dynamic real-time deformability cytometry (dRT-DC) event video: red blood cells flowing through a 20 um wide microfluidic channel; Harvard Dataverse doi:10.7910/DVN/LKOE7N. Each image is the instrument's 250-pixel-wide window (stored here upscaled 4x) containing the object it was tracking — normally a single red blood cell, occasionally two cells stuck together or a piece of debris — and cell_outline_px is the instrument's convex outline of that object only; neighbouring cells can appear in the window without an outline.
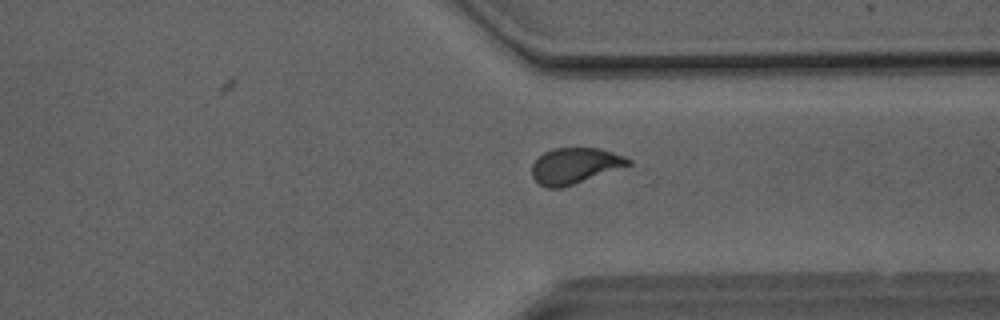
{"species": "Egyptian fruit bat (a non-hibernating species)", "species_latin": "Rousettus aegyptiacus", "temperature_condition": "room temperature", "stored_images_in_passage": 38, "camera_frame_rate_fps": 3000, "um_per_image_px": 0.085, "animal": {"sex": "male"}, "frame": {"image": 1, "passage_image": 26, "time_ms": 8.333, "image_size_px": [1000, 320], "cell_outline_px": [[632, 164], [560, 188], [544, 188], [532, 176], [532, 164], [544, 152], [552, 148], [600, 148], [624, 156], [632, 160]], "centroid_in_image_um": [48.85, 14.08], "position_along_channel_um": 362.6, "area_um2": 19.88}}
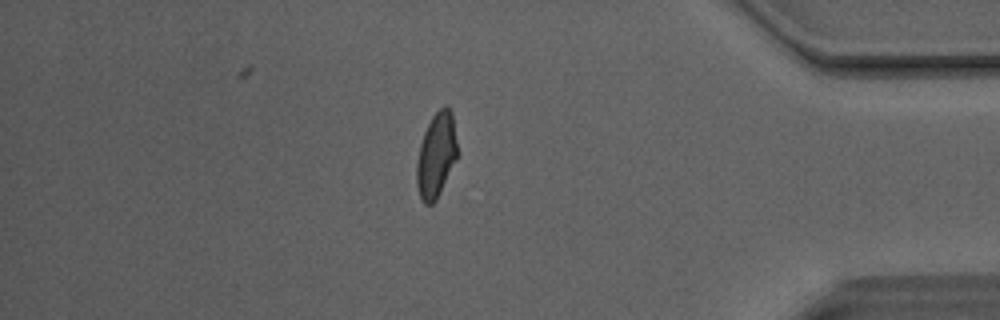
{"frame": {"image": 2, "passage_image": 31, "time_ms": 10.0, "image_size_px": [1000, 320], "cell_outline_px": [[456, 160], [436, 200], [432, 204], [424, 204], [420, 196], [416, 184], [416, 164], [420, 144], [424, 132], [432, 116], [444, 104], [448, 104], [452, 112], [456, 140]], "centroid_in_image_um": [37.07, 13.17], "position_along_channel_um": 398.1, "area_um2": 20.0}}
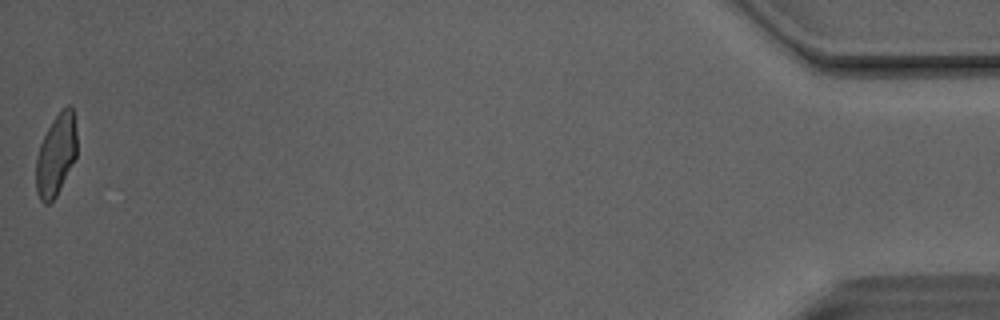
{"frame": {"image": 3, "passage_image": 38, "time_ms": 12.333, "image_size_px": [1000, 320], "cell_outline_px": [[76, 156], [56, 196], [48, 204], [44, 204], [40, 200], [36, 192], [36, 156], [40, 144], [52, 120], [68, 104], [72, 108], [76, 132]], "centroid_in_image_um": [4.74, 13.19], "position_along_channel_um": 430.5, "area_um2": 19.13}, "authors_computed_cell_mechanics": {"area_um2": 20.4612, "velocity_mm_per_s": 4.1401, "shape_relaxation_time_tau1_ms": 4.5736, "shape_relaxation_time_tau2_ms": 0.9541, "deformation_change_tau1": 0.1417, "deformation_change_tau2": 0.0652}}